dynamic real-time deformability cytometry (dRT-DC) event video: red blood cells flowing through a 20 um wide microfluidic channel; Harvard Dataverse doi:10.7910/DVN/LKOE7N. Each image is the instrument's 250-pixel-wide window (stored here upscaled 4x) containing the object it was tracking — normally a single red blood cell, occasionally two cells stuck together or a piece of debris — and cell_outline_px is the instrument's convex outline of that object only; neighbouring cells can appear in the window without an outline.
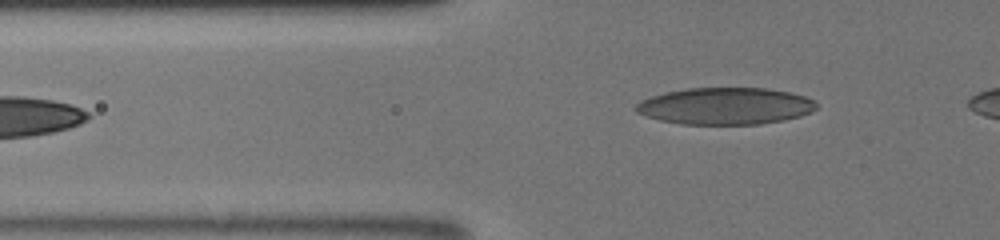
{"species": "human", "species_latin": "Homo sapiens", "temperature_condition": "room temperature", "stored_images_in_passage": 53, "camera_frame_rate_fps": 3000, "um_per_image_px": 0.085, "donor": {"sex": "male"}, "frame": {"image": 1, "passage_image": 10, "time_ms": 2.667, "image_size_px": [1000, 240], "cell_outline_px": [[816, 108], [800, 116], [784, 120], [760, 124], [680, 124], [660, 120], [636, 112], [636, 104], [640, 100], [664, 92], [688, 88], [764, 88], [792, 92], [804, 96], [812, 100], [816, 104]], "centroid_in_image_um": [61.63, 9.01], "position_along_channel_um": 64.2, "area_um2": 38.67}}
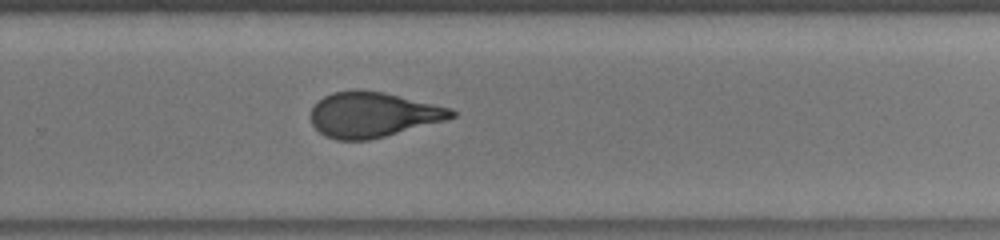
{"frame": {"image": 2, "passage_image": 35, "time_ms": 8.667, "image_size_px": [1000, 240], "cell_outline_px": [[456, 116], [444, 120], [372, 140], [336, 140], [324, 136], [312, 124], [312, 108], [316, 100], [332, 92], [352, 88], [356, 88], [384, 92], [452, 108], [456, 112]], "centroid_in_image_um": [31.66, 9.73], "position_along_channel_um": 298.1, "area_um2": 37.34}}
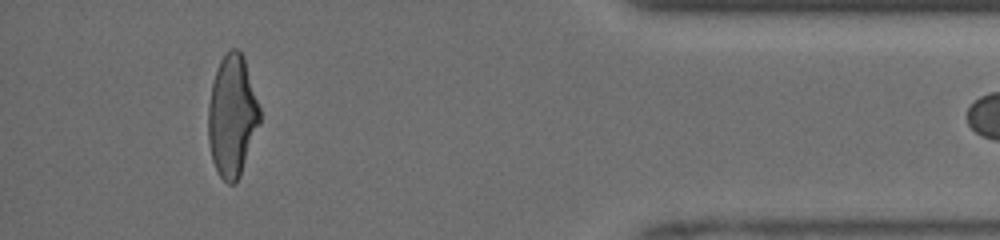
{"frame": {"image": 3, "passage_image": 51, "time_ms": 12.333, "image_size_px": [1000, 240], "cell_outline_px": [[260, 124], [240, 176], [232, 184], [228, 184], [220, 176], [212, 160], [208, 140], [208, 104], [212, 84], [220, 60], [232, 48], [236, 48], [244, 56], [260, 108]], "centroid_in_image_um": [19.74, 9.87], "position_along_channel_um": 415.5, "area_um2": 36.41}}